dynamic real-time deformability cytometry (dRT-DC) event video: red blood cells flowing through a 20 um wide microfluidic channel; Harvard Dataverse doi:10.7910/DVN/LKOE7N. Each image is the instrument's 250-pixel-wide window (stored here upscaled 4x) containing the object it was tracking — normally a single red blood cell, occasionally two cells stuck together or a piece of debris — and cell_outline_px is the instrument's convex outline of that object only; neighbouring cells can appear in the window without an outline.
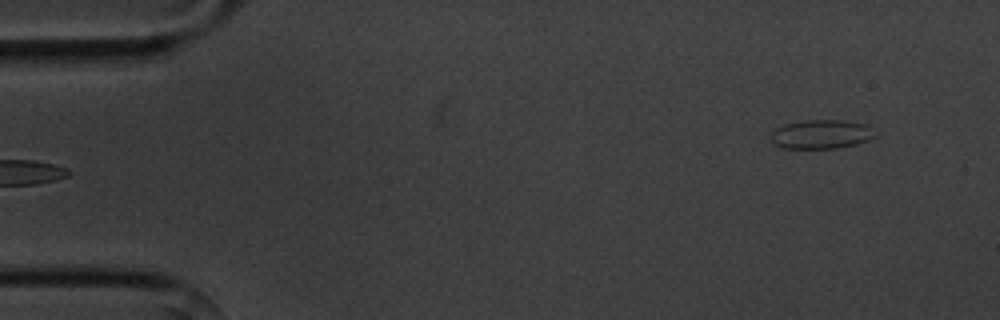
{"species": "common noctule bat (a hibernating species)", "species_latin": "Nyctalus noctula", "temperature_condition": "cold", "stored_images_in_passage": 2, "segment_of_instrument_passage": [2, 2], "camera_frame_rate_fps": 3000, "um_per_image_px": 0.085, "animal": {"sex": "male", "body_mass_g": 20.1, "forearm_length_mm": 53.5}, "frame": {"image": 1, "passage_image": 2, "time_ms": 1.0, "image_size_px": [1000, 320], "cell_outline_px": [[876, 136], [868, 140], [856, 144], [836, 148], [784, 148], [776, 144], [772, 140], [772, 132], [776, 128], [784, 124], [804, 120], [844, 120], [864, 124], [876, 128]], "centroid_in_image_um": [69.87, 11.4], "position_along_channel_um": 15.1, "area_um2": 17.63}}